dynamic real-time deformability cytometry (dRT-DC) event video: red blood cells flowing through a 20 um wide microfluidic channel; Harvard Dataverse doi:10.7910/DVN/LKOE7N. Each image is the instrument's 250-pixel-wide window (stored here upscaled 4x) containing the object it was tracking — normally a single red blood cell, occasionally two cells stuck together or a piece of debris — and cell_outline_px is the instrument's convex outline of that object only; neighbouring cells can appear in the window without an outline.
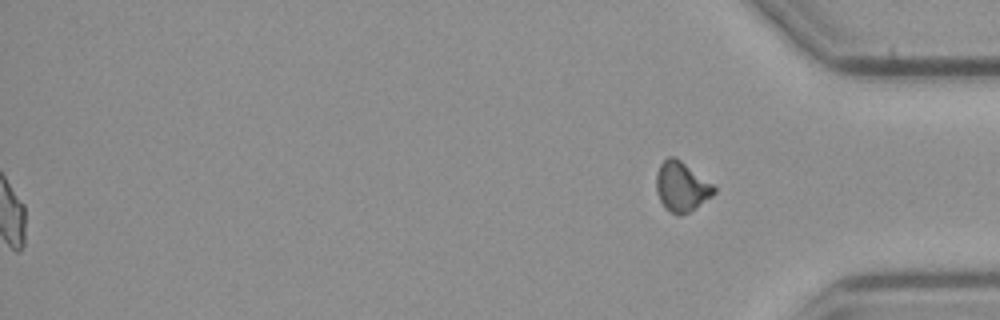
{"species": "common noctule bat (a hibernating species)", "species_latin": "Nyctalus noctula", "temperature_condition": "cold", "stored_images_in_passage": 50, "segment_of_instrument_passage": [2, 2], "camera_frame_rate_fps": 3000, "um_per_image_px": 0.085, "animal": {"sex": "male", "body_mass_g": 23.1, "forearm_length_mm": 52.7}, "frame": {"image": 1, "passage_image": 50, "time_ms": 16.333, "image_size_px": [1000, 320], "cell_outline_px": [[716, 192], [712, 196], [696, 208], [680, 216], [664, 208], [656, 192], [656, 172], [660, 164], [668, 156], [676, 156], [716, 184]], "centroid_in_image_um": [57.96, 15.83], "position_along_channel_um": 377.2, "area_um2": 17.28}}